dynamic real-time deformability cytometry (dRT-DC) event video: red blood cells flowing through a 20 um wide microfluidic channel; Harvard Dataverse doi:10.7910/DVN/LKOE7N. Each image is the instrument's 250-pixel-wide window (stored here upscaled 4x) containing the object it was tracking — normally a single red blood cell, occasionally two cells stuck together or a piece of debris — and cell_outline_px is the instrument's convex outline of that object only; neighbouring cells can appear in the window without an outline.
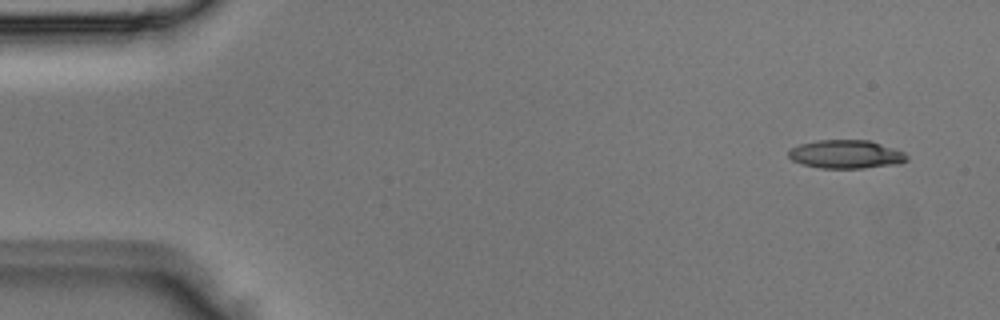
{"species": "Egyptian fruit bat (a non-hibernating species)", "species_latin": "Rousettus aegyptiacus", "temperature_condition": "room temperature", "stored_images_in_passage": 4, "camera_frame_rate_fps": 3000, "um_per_image_px": 0.085, "animal": {"sex": "male"}, "frame": {"image": 1, "passage_image": 1, "time_ms": 0.0, "image_size_px": [1000, 320], "cell_outline_px": [[908, 160], [900, 164], [864, 168], [820, 168], [804, 164], [792, 160], [788, 156], [788, 152], [792, 148], [800, 144], [816, 140], [868, 140], [904, 152], [908, 156]], "centroid_in_image_um": [71.93, 13.12], "position_along_channel_um": 13.1, "area_um2": 19.54}}
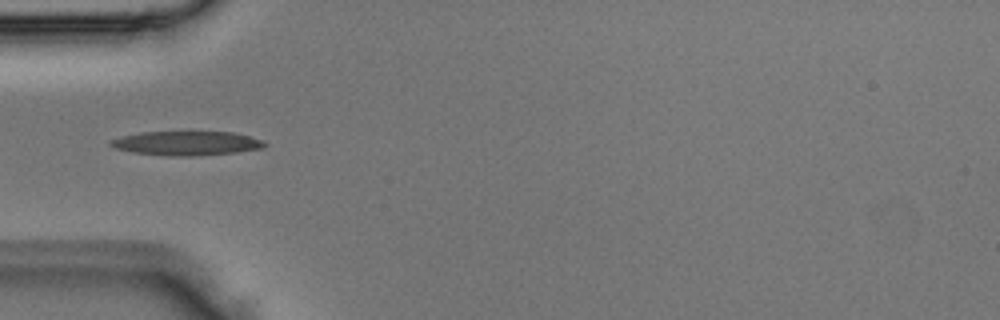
{"frame": {"image": 2, "passage_image": 4, "time_ms": 1.0, "image_size_px": [1000, 320], "cell_outline_px": [[268, 144], [264, 148], [236, 152], [192, 156], [168, 156], [132, 152], [112, 148], [108, 144], [108, 140], [140, 132], [232, 132], [264, 140]], "centroid_in_image_um": [15.84, 12.18], "position_along_channel_um": 69.2, "area_um2": 21.79}}